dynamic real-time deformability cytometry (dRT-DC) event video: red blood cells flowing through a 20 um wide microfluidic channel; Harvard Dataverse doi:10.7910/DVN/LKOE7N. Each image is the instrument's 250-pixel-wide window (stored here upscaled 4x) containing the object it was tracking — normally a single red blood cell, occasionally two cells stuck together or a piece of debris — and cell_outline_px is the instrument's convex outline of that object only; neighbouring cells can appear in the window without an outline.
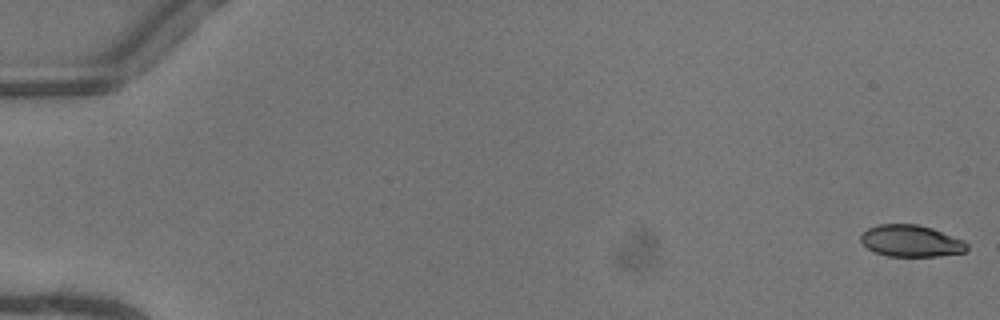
{"species": "common noctule bat (a hibernating species)", "species_latin": "Nyctalus noctula", "temperature_condition": "warm", "stored_images_in_passage": 20, "camera_frame_rate_fps": 3000, "um_per_image_px": 0.085, "animal": {"sex": "female"}, "frame": {"image": 1, "passage_image": 1, "time_ms": 0.0, "image_size_px": [1000, 320], "cell_outline_px": [[968, 248], [964, 252], [940, 256], [888, 256], [876, 252], [868, 248], [860, 240], [860, 236], [868, 228], [880, 224], [916, 224], [932, 228], [964, 240], [968, 244]], "centroid_in_image_um": [77.46, 20.48], "position_along_channel_um": 7.5, "area_um2": 19.54}}
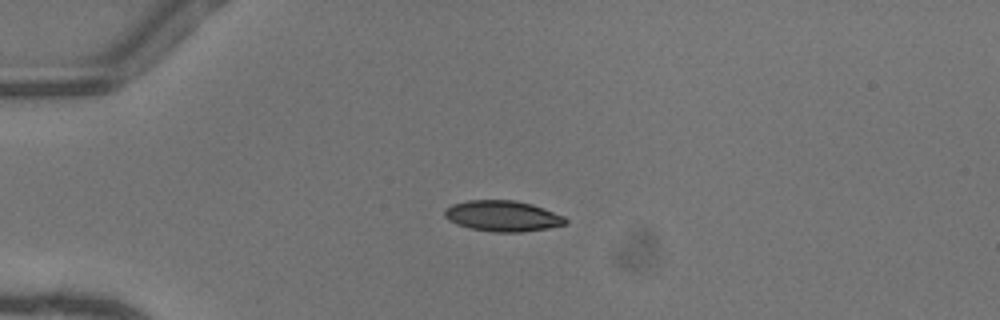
{"frame": {"image": 2, "passage_image": 14, "time_ms": 4.333, "image_size_px": [1000, 320], "cell_outline_px": [[568, 224], [548, 228], [520, 232], [496, 232], [472, 228], [456, 224], [448, 220], [444, 216], [444, 212], [452, 204], [468, 200], [516, 200], [532, 204], [544, 208], [564, 216], [568, 220]], "centroid_in_image_um": [42.76, 18.35], "position_along_channel_um": 42.2, "area_um2": 21.68}}
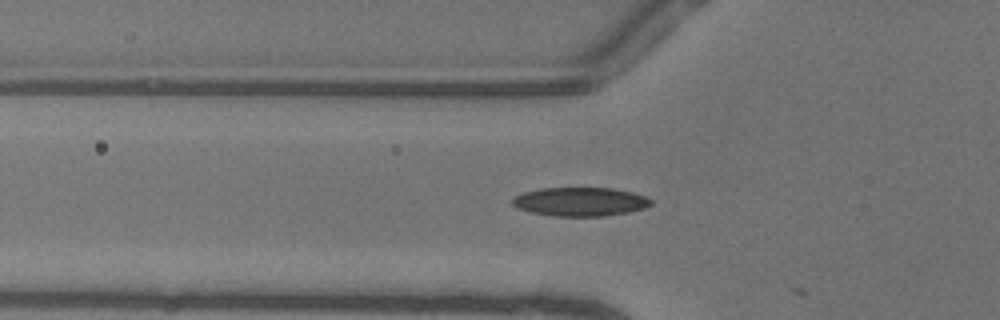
{"frame": {"image": 3, "passage_image": 19, "time_ms": 6.0, "image_size_px": [1000, 320], "cell_outline_px": [[652, 204], [644, 208], [628, 212], [604, 216], [552, 216], [532, 212], [516, 208], [512, 204], [512, 200], [516, 196], [524, 192], [540, 188], [612, 188], [632, 192], [644, 196], [652, 200]], "centroid_in_image_um": [49.31, 17.14], "position_along_channel_um": 76.5, "area_um2": 23.18}}